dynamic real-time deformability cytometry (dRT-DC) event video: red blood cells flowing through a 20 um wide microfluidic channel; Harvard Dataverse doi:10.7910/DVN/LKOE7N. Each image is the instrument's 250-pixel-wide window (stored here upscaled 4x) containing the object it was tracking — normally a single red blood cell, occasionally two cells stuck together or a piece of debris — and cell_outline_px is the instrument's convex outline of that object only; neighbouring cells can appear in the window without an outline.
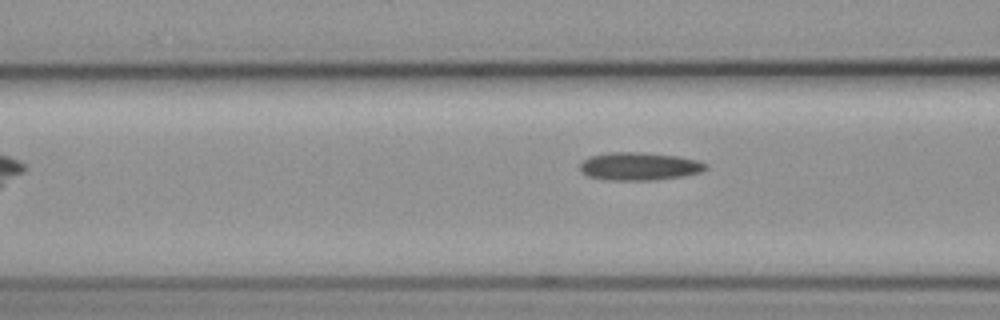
{"species": "common noctule bat (a hibernating species)", "species_latin": "Nyctalus noctula", "temperature_condition": "cold", "stored_images_in_passage": 9, "camera_frame_rate_fps": 3000, "um_per_image_px": 0.085, "animal": {"sex": "female", "body_mass_g": 19.3, "forearm_length_mm": 54.1}, "frame": {"image": 1, "passage_image": 8, "time_ms": 8.667, "image_size_px": [1000, 320], "cell_outline_px": [[708, 168], [700, 172], [684, 176], [652, 180], [608, 180], [588, 176], [580, 172], [580, 164], [584, 160], [592, 156], [608, 152], [640, 152], [676, 156], [696, 160], [708, 164]], "centroid_in_image_um": [54.34, 14.14], "position_along_channel_um": 112.3, "area_um2": 20.4}}